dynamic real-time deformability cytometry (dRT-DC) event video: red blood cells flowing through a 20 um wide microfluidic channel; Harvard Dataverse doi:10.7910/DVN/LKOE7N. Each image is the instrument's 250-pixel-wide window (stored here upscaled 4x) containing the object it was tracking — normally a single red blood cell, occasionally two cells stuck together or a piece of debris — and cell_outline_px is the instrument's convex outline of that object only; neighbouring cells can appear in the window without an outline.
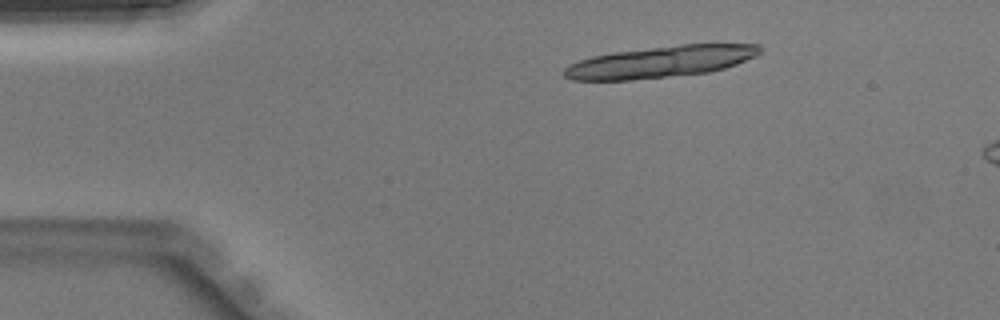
{"species": "Egyptian fruit bat (a non-hibernating species)", "species_latin": "Rousettus aegyptiacus", "temperature_condition": "warm", "stored_images_in_passage": 5, "camera_frame_rate_fps": 3000, "um_per_image_px": 0.085, "animal": {"sex": "male"}, "frame": {"image": 1, "passage_image": 1, "time_ms": 0.0, "image_size_px": [1000, 320], "cell_outline_px": [[760, 52], [756, 56], [736, 64], [724, 68], [708, 72], [632, 80], [572, 80], [564, 76], [564, 68], [568, 64], [592, 56], [612, 52], [680, 44], [760, 44]], "centroid_in_image_um": [56.12, 5.25], "position_along_channel_um": 28.9, "area_um2": 35.84}}